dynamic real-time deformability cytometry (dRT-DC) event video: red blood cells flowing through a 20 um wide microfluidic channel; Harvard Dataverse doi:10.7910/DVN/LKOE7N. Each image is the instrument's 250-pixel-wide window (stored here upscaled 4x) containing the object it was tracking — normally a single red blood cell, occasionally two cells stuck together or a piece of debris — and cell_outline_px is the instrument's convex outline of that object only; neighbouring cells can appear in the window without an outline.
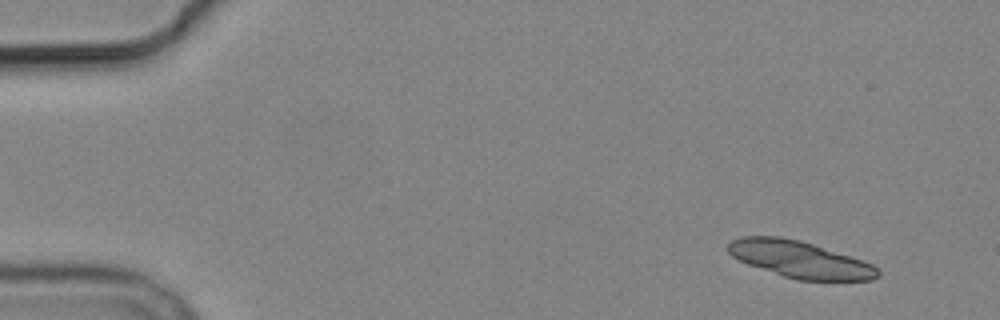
{"species": "common noctule bat (a hibernating species)", "species_latin": "Nyctalus noctula", "temperature_condition": "cold", "stored_images_in_passage": 5, "camera_frame_rate_fps": 3000, "um_per_image_px": 0.085, "animal": {"sex": "male", "body_mass_g": 19.2, "forearm_length_mm": 51.8}, "frame": {"image": 1, "passage_image": 1, "time_ms": 0.0, "image_size_px": [1000, 320], "cell_outline_px": [[880, 276], [872, 280], [796, 280], [748, 264], [732, 256], [724, 248], [732, 240], [740, 236], [780, 236], [800, 240], [872, 264], [880, 272]], "centroid_in_image_um": [67.93, 22.04], "position_along_channel_um": 17.1, "area_um2": 31.73}}
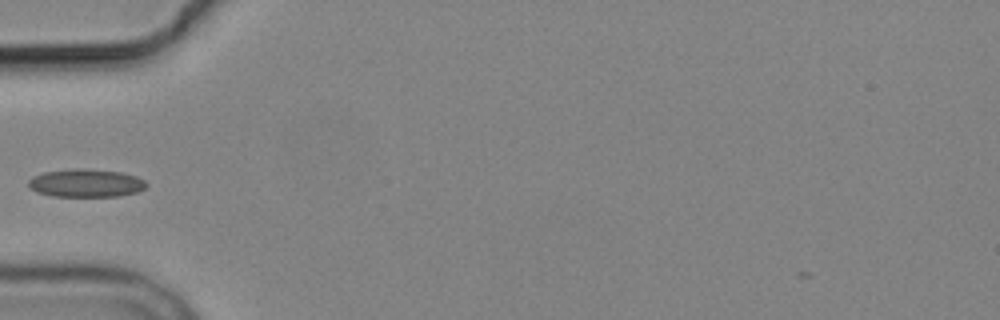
{"frame": {"image": 2, "passage_image": 5, "time_ms": 5.0, "image_size_px": [1000, 320], "cell_outline_px": [[148, 184], [144, 188], [136, 192], [120, 196], [52, 196], [36, 192], [28, 184], [28, 180], [32, 176], [44, 172], [72, 168], [80, 168], [124, 172], [136, 176], [144, 180]], "centroid_in_image_um": [7.3, 15.55], "position_along_channel_um": 77.7, "area_um2": 19.36}}